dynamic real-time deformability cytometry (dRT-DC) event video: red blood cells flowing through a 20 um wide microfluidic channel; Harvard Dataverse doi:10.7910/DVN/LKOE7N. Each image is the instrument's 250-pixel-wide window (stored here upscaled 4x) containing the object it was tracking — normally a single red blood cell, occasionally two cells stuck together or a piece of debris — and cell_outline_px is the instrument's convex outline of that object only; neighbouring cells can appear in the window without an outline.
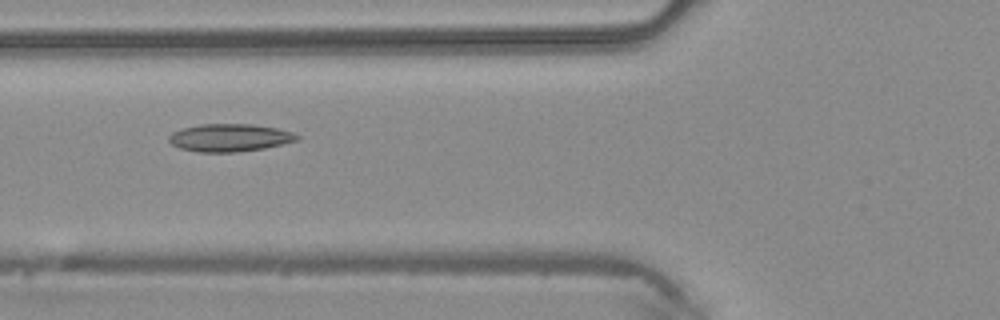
{"species": "common noctule bat (a hibernating species)", "species_latin": "Nyctalus noctula", "temperature_condition": "warm", "stored_images_in_passage": 33, "camera_frame_rate_fps": 3000, "um_per_image_px": 0.085, "animal": {"sex": "male", "body_mass_g": 20.4}, "frame": {"image": 1, "passage_image": 5, "time_ms": 1.333, "image_size_px": [1000, 320], "cell_outline_px": [[300, 140], [264, 148], [236, 152], [196, 152], [180, 148], [172, 144], [168, 140], [168, 136], [172, 132], [184, 128], [200, 124], [252, 124], [276, 128], [292, 132], [300, 136]], "centroid_in_image_um": [19.52, 11.7], "position_along_channel_um": 106.3, "area_um2": 20.69}}
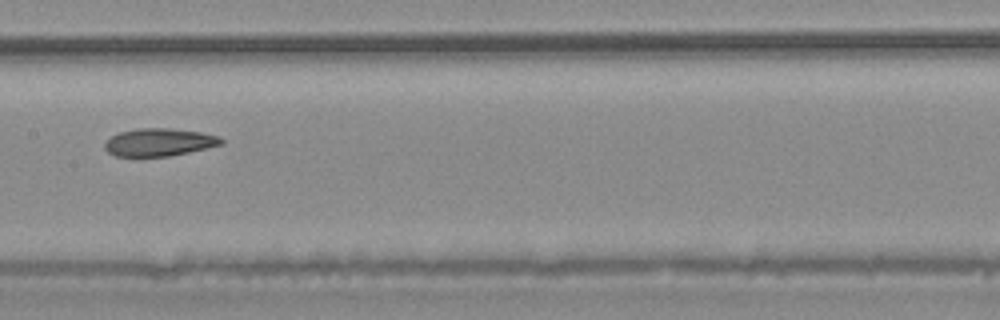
{"frame": {"image": 2, "passage_image": 11, "time_ms": 3.333, "image_size_px": [1000, 320], "cell_outline_px": [[224, 144], [208, 148], [168, 156], [116, 156], [108, 152], [104, 148], [104, 144], [112, 136], [120, 132], [136, 128], [168, 128], [200, 132], [220, 136], [224, 140]], "centroid_in_image_um": [13.56, 12.08], "position_along_channel_um": 193.8, "area_um2": 18.79}}
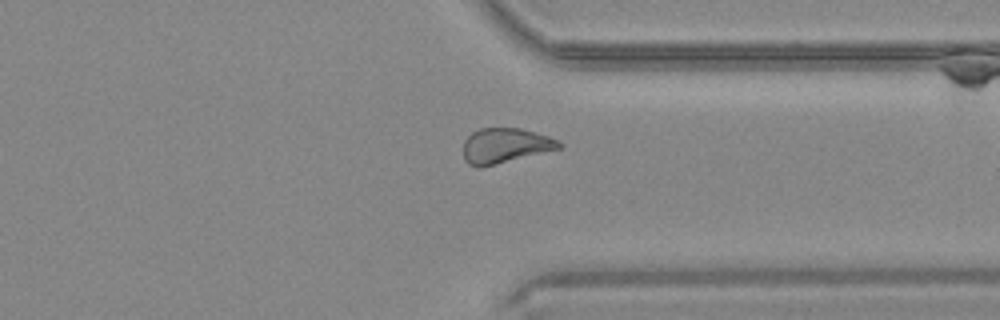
{"frame": {"image": 3, "passage_image": 23, "time_ms": 7.333, "image_size_px": [1000, 320], "cell_outline_px": [[564, 144], [560, 148], [480, 168], [476, 168], [468, 164], [464, 160], [464, 140], [472, 132], [480, 128], [520, 128], [548, 136], [560, 140]], "centroid_in_image_um": [42.92, 12.38], "position_along_channel_um": 368.5, "area_um2": 19.54}}